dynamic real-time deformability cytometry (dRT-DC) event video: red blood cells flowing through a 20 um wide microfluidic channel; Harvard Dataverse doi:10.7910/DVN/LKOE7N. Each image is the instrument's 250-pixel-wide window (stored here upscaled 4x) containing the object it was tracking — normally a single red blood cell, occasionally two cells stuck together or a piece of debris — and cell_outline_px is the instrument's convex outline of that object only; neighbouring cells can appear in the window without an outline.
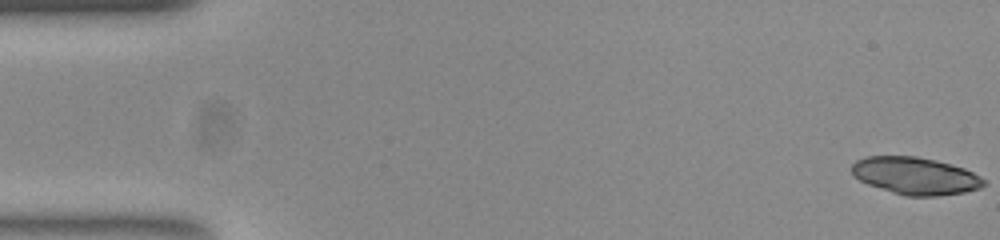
{"species": "common noctule bat (a hibernating species)", "species_latin": "Nyctalus noctula", "temperature_condition": "room temperature", "stored_images_in_passage": 40, "camera_frame_rate_fps": 3000, "um_per_image_px": 0.085, "animal": {"sex": "female", "body_mass_g": 23.0, "forearm_length_mm": 53.4}, "frame": {"image": 1, "passage_image": 1, "time_ms": 0.0, "image_size_px": [1000, 240], "cell_outline_px": [[984, 184], [980, 188], [964, 192], [936, 196], [908, 196], [892, 192], [868, 184], [852, 176], [852, 164], [856, 160], [868, 156], [916, 156], [936, 160], [964, 168], [980, 176], [984, 180]], "centroid_in_image_um": [77.79, 14.94], "position_along_channel_um": 7.2, "area_um2": 28.55}}
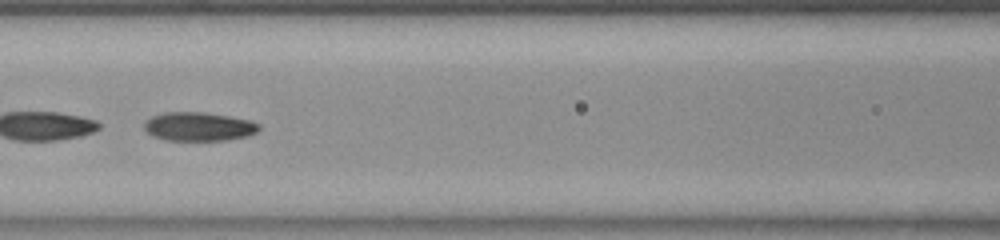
{"frame": {"image": 2, "passage_image": 24, "time_ms": 7.667, "image_size_px": [1000, 240], "cell_outline_px": [[260, 128], [256, 132], [248, 136], [224, 140], [168, 140], [152, 136], [144, 128], [144, 124], [152, 116], [164, 112], [204, 112], [252, 120], [260, 124]], "centroid_in_image_um": [16.92, 10.75], "position_along_channel_um": 149.7, "area_um2": 19.19}}